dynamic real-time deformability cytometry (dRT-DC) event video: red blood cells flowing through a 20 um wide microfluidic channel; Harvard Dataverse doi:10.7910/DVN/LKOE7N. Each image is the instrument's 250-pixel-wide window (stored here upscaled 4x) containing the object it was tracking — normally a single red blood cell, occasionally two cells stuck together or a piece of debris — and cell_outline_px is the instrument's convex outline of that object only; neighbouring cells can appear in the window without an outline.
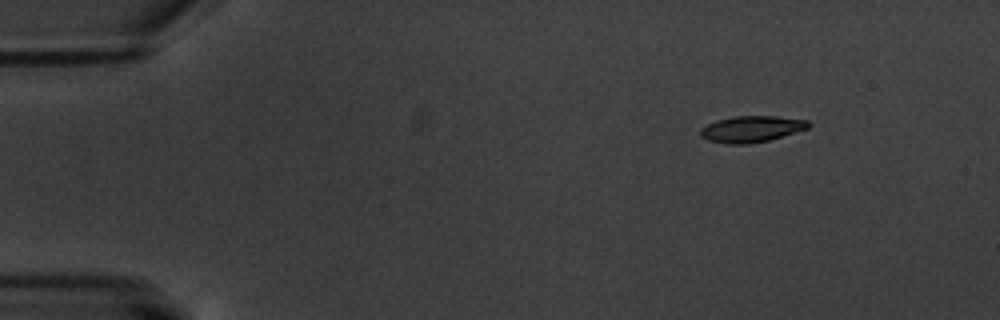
{"species": "common noctule bat (a hibernating species)", "species_latin": "Nyctalus noctula", "temperature_condition": "warm", "stored_images_in_passage": 5, "segment_of_instrument_passage": [1, 2], "camera_frame_rate_fps": 3000, "um_per_image_px": 0.085, "animal": {"sex": "male", "body_mass_g": 20.1, "forearm_length_mm": 53.5}, "frame": {"image": 1, "passage_image": 1, "time_ms": 0.0, "image_size_px": [1000, 320], "cell_outline_px": [[812, 124], [808, 128], [768, 140], [748, 144], [728, 144], [708, 140], [700, 136], [700, 128], [716, 120], [732, 116], [776, 116], [808, 120]], "centroid_in_image_um": [63.86, 10.96], "position_along_channel_um": 21.1, "area_um2": 16.53}}
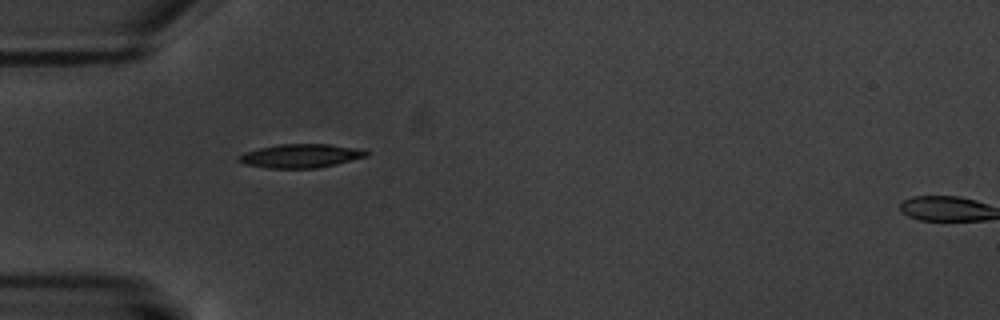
{"frame": {"image": 2, "passage_image": 4, "time_ms": 3.667, "image_size_px": [1000, 320], "cell_outline_px": [[368, 156], [336, 164], [316, 168], [268, 168], [244, 164], [236, 160], [236, 156], [244, 152], [260, 148], [280, 144], [328, 144], [364, 148], [368, 152]], "centroid_in_image_um": [25.57, 13.24], "position_along_channel_um": 59.4, "area_um2": 17.8}}